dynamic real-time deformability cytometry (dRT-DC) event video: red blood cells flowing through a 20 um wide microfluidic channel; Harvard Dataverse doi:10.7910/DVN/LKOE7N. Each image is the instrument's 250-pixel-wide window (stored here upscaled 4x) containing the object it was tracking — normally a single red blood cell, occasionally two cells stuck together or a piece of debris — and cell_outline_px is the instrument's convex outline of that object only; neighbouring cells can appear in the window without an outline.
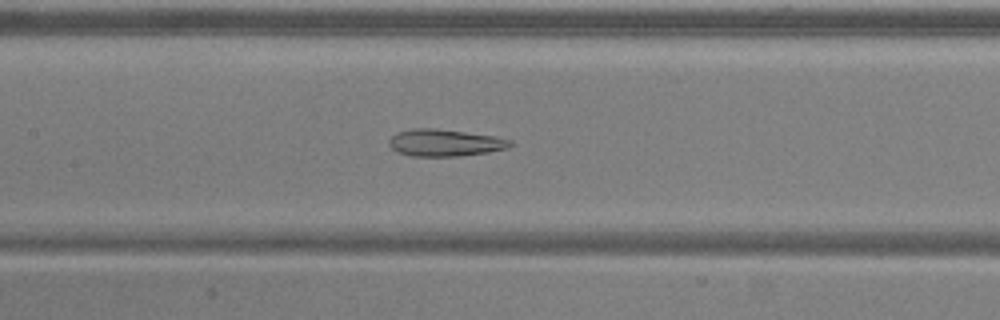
{"species": "common noctule bat (a hibernating species)", "species_latin": "Nyctalus noctula", "temperature_condition": "warm", "stored_images_in_passage": 28, "camera_frame_rate_fps": 3000, "um_per_image_px": 0.085, "animal": {"sex": "male", "body_mass_g": 20.5, "forearm_length_mm": 52.5}, "frame": {"image": 1, "passage_image": 9, "time_ms": 2.667, "image_size_px": [1000, 320], "cell_outline_px": [[516, 144], [508, 148], [488, 152], [460, 156], [412, 156], [396, 152], [388, 144], [388, 140], [396, 132], [412, 128], [436, 128], [496, 136], [512, 140]], "centroid_in_image_um": [37.83, 12.13], "position_along_channel_um": 169.6, "area_um2": 19.36}}
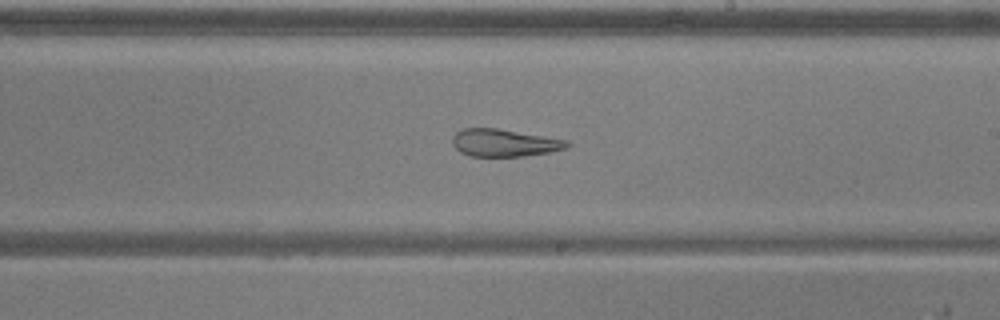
{"frame": {"image": 2, "passage_image": 15, "time_ms": 4.667, "image_size_px": [1000, 320], "cell_outline_px": [[572, 144], [568, 148], [548, 152], [520, 156], [468, 156], [460, 152], [452, 144], [452, 136], [460, 128], [496, 128], [568, 140]], "centroid_in_image_um": [42.84, 12.13], "position_along_channel_um": 246.2, "area_um2": 18.38}}
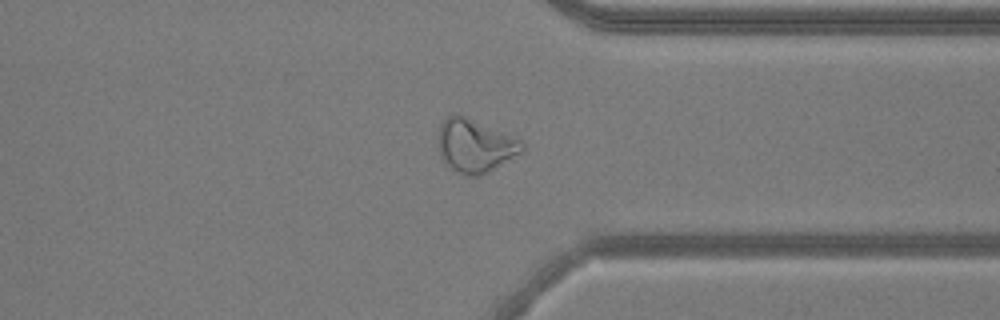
{"frame": {"image": 3, "passage_image": 25, "time_ms": 8.0, "image_size_px": [1000, 320], "cell_outline_px": [[524, 148], [520, 152], [488, 172], [480, 176], [468, 176], [452, 168], [444, 160], [440, 152], [440, 124], [448, 116], [464, 116], [520, 140], [524, 144]], "centroid_in_image_um": [40.38, 12.41], "position_along_channel_um": 371.0, "area_um2": 24.74}}